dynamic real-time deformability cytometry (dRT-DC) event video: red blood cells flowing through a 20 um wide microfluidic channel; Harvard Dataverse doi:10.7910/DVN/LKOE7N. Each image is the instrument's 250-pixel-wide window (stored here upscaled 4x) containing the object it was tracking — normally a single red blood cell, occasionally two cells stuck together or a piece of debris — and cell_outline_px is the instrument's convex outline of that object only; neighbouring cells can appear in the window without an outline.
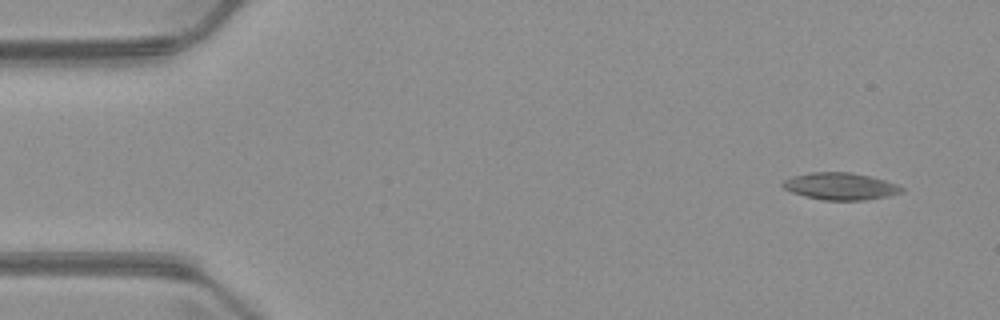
{"species": "common noctule bat (a hibernating species)", "species_latin": "Nyctalus noctula", "temperature_condition": "warm", "stored_images_in_passage": 4, "camera_frame_rate_fps": 3000, "um_per_image_px": 0.085, "animal": {"sex": "male", "body_mass_g": 23.1, "forearm_length_mm": 52.7}, "frame": {"image": 1, "passage_image": 1, "time_ms": 0.0, "image_size_px": [1000, 320], "cell_outline_px": [[904, 192], [888, 196], [864, 200], [824, 200], [804, 196], [792, 192], [784, 188], [780, 184], [784, 180], [792, 176], [812, 172], [848, 172], [868, 176], [884, 180], [896, 184], [904, 188]], "centroid_in_image_um": [71.42, 15.83], "position_along_channel_um": 13.6, "area_um2": 18.67}}